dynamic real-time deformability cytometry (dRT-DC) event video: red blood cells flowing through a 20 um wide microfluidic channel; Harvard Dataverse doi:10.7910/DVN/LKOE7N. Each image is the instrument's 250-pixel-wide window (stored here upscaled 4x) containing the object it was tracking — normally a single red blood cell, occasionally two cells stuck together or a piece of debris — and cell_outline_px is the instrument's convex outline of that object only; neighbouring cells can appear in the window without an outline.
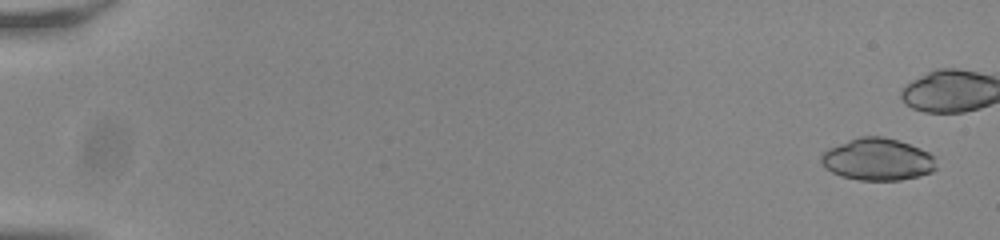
{"species": "common noctule bat (a hibernating species)", "species_latin": "Nyctalus noctula", "temperature_condition": "room temperature", "stored_images_in_passage": 46, "camera_frame_rate_fps": 3000, "um_per_image_px": 0.085, "animal": {"sex": "male", "body_mass_g": 20.0, "forearm_length_mm": 53.3}, "frame": {"image": 1, "passage_image": 3, "time_ms": 0.667, "image_size_px": [1000, 240], "cell_outline_px": [[936, 168], [932, 172], [900, 180], [860, 180], [840, 176], [824, 168], [820, 160], [820, 156], [828, 148], [848, 140], [860, 136], [880, 136], [900, 140], [920, 148], [928, 152], [932, 156]], "centroid_in_image_um": [74.56, 13.54], "position_along_channel_um": 10.4, "area_um2": 28.21}}